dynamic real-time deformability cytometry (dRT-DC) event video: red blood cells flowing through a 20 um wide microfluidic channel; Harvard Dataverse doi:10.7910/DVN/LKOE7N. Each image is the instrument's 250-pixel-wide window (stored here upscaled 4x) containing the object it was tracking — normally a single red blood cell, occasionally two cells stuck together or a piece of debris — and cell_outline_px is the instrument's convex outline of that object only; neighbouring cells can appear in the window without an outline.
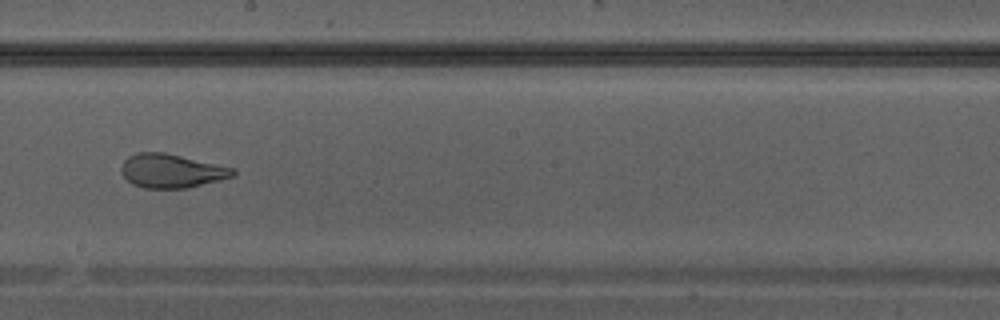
{"species": "Egyptian fruit bat (a non-hibernating species)", "species_latin": "Rousettus aegyptiacus", "temperature_condition": "warm", "stored_images_in_passage": 26, "camera_frame_rate_fps": 3000, "um_per_image_px": 0.085, "animal": {"sex": "male"}, "frame": {"image": 1, "passage_image": 15, "time_ms": 4.667, "image_size_px": [1000, 320], "cell_outline_px": [[236, 172], [232, 176], [220, 180], [184, 188], [144, 188], [132, 184], [120, 172], [120, 168], [124, 160], [128, 156], [136, 152], [164, 152], [236, 168]], "centroid_in_image_um": [14.55, 14.51], "position_along_channel_um": 233.6, "area_um2": 22.02}}